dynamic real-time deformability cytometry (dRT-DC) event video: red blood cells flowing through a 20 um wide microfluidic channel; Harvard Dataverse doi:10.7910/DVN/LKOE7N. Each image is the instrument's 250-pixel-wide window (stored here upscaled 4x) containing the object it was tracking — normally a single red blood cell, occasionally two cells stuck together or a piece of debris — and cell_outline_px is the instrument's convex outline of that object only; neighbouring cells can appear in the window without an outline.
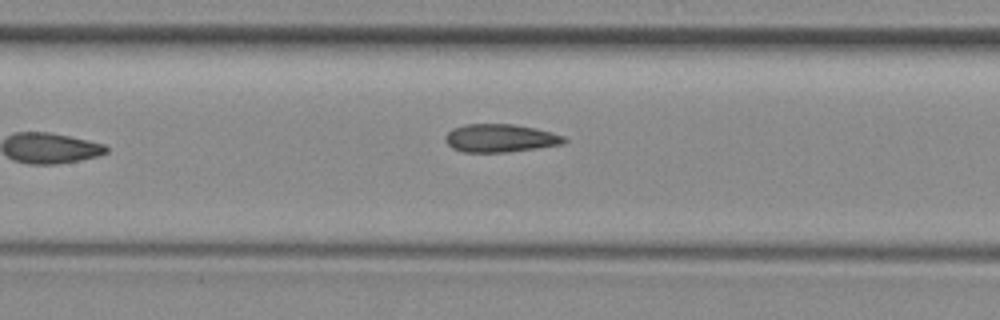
{"species": "common noctule bat (a hibernating species)", "species_latin": "Nyctalus noctula", "temperature_condition": "room temperature", "stored_images_in_passage": 6, "camera_frame_rate_fps": 3000, "um_per_image_px": 0.085, "animal": {"sex": "female", "body_mass_g": 29.2, "forearm_length_mm": 56.3}, "frame": {"image": 1, "passage_image": 5, "time_ms": 4.667, "image_size_px": [1000, 320], "cell_outline_px": [[568, 140], [564, 144], [508, 152], [460, 152], [452, 148], [444, 140], [444, 136], [452, 128], [464, 124], [512, 124], [536, 128], [552, 132], [564, 136]], "centroid_in_image_um": [42.51, 11.74], "position_along_channel_um": 164.9, "area_um2": 19.65}}